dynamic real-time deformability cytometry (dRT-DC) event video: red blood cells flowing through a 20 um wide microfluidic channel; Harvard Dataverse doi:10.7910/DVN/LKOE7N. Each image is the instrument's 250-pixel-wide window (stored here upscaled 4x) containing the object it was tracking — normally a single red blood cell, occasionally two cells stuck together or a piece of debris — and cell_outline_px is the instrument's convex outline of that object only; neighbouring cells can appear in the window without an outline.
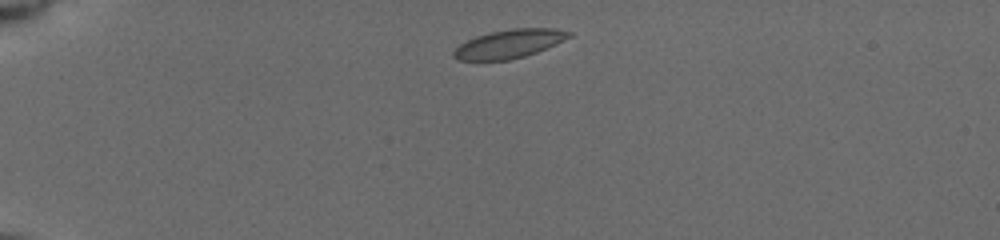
{"species": "common noctule bat (a hibernating species)", "species_latin": "Nyctalus noctula", "temperature_condition": "cold", "stored_images_in_passage": 38, "camera_frame_rate_fps": 3000, "um_per_image_px": 0.085, "animal": {"sex": "female", "body_mass_g": 19.5, "forearm_length_mm": 54.1}, "frame": {"image": 1, "passage_image": 1, "time_ms": 0.0, "image_size_px": [1000, 240], "cell_outline_px": [[572, 36], [556, 44], [536, 52], [524, 56], [508, 60], [456, 60], [452, 56], [452, 52], [460, 44], [476, 36], [492, 32], [512, 28], [556, 28], [572, 32]], "centroid_in_image_um": [43.29, 3.72], "position_along_channel_um": 41.7, "area_um2": 19.13}}
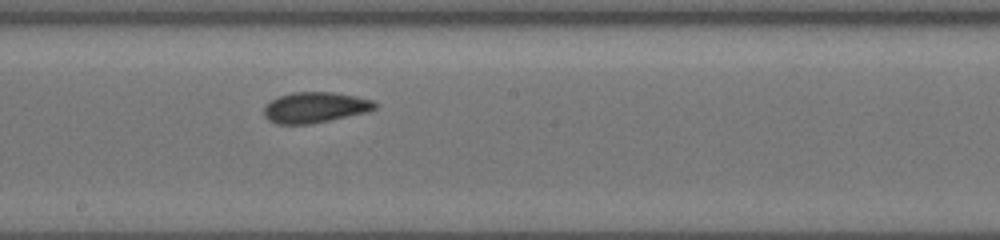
{"frame": {"image": 2, "passage_image": 17, "time_ms": 6.0, "image_size_px": [1000, 240], "cell_outline_px": [[376, 108], [364, 112], [328, 120], [308, 124], [276, 124], [268, 120], [264, 116], [264, 108], [276, 96], [292, 92], [336, 92], [356, 96], [372, 100], [376, 104]], "centroid_in_image_um": [26.73, 9.12], "position_along_channel_um": 221.5, "area_um2": 19.65}}
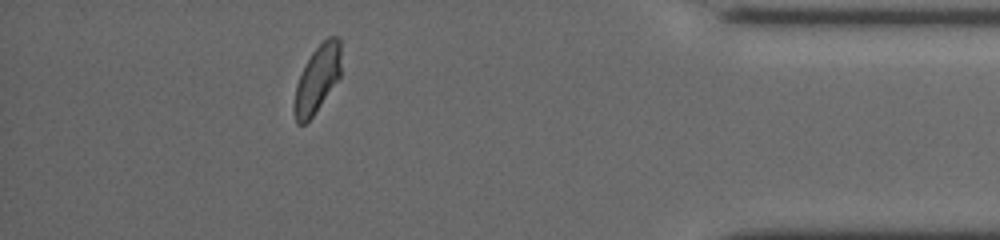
{"frame": {"image": 3, "passage_image": 33, "time_ms": 11.667, "image_size_px": [1000, 240], "cell_outline_px": [[340, 76], [312, 116], [304, 124], [296, 124], [292, 108], [292, 104], [296, 84], [312, 52], [328, 36], [340, 36]], "centroid_in_image_um": [26.94, 6.73], "position_along_channel_um": 408.3, "area_um2": 18.09}, "authors_computed_cell_mechanics": {"area_um2": 19.4208, "velocity_mm_per_s": 3.8921, "shape_relaxation_time_tau1_ms": 2.8941, "shape_relaxation_time_tau2_ms": 1.2464, "deformation_change_tau1": 0.0915, "deformation_change_tau2": 0.052}}